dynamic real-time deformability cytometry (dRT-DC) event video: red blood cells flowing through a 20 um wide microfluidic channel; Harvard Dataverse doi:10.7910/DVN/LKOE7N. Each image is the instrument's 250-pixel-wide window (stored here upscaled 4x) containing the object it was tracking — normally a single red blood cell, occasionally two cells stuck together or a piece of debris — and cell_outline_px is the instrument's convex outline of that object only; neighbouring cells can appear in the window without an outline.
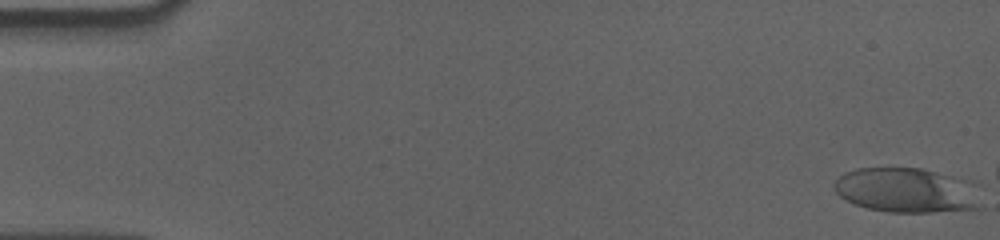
{"species": "human", "species_latin": "Homo sapiens", "temperature_condition": "cold", "stored_images_in_passage": 53, "camera_frame_rate_fps": 3000, "um_per_image_px": 0.085, "donor": {"sex": "male"}, "frame": {"image": 1, "passage_image": 1, "time_ms": 0.0, "image_size_px": [1000, 240], "cell_outline_px": [[984, 208], [932, 212], [888, 212], [868, 208], [856, 204], [840, 196], [836, 192], [832, 184], [844, 172], [856, 168], [920, 168], [980, 180]], "centroid_in_image_um": [77.27, 16.16], "position_along_channel_um": 7.7, "area_um2": 39.77}}
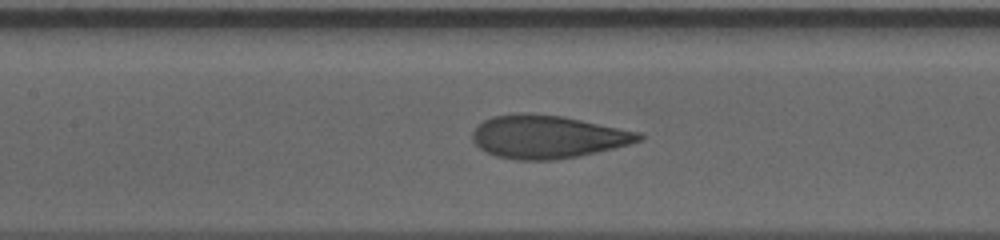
{"frame": {"image": 2, "passage_image": 27, "time_ms": 8.667, "image_size_px": [1000, 240], "cell_outline_px": [[644, 136], [640, 140], [628, 144], [596, 152], [556, 160], [516, 160], [496, 156], [480, 148], [472, 140], [472, 132], [484, 120], [492, 116], [516, 112], [528, 112], [564, 116], [640, 132]], "centroid_in_image_um": [46.51, 11.61], "position_along_channel_um": 160.9, "area_um2": 41.73}}
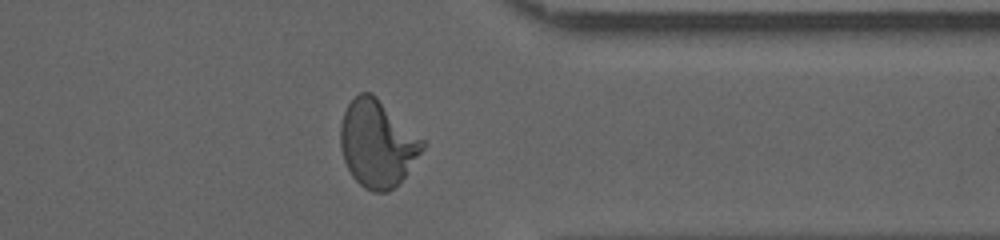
{"frame": {"image": 3, "passage_image": 46, "time_ms": 15.0, "image_size_px": [1000, 240], "cell_outline_px": [[424, 148], [404, 176], [388, 192], [372, 192], [364, 188], [352, 176], [344, 160], [340, 148], [340, 124], [344, 112], [348, 104], [360, 92], [372, 92], [424, 140]], "centroid_in_image_um": [32.05, 12.19], "position_along_channel_um": 379.4, "area_um2": 41.21}, "authors_computed_cell_mechanics": {"area_um2": 40.4022, "velocity_mm_per_s": 3.549, "shape_relaxation_time_tau1_ms": 5.8732, "shape_relaxation_time_tau2_ms": 0.9669, "deformation_change_tau1": 0.2222, "deformation_change_tau2": 0.0726}}